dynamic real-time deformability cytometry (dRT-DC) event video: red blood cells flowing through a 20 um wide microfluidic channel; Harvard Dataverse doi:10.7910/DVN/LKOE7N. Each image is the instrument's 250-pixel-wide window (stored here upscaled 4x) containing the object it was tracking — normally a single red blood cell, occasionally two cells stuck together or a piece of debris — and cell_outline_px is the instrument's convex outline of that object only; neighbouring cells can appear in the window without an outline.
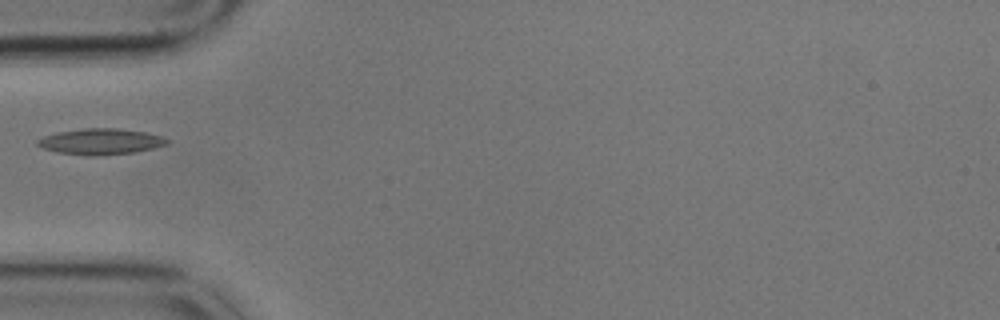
{"species": "common noctule bat (a hibernating species)", "species_latin": "Nyctalus noctula", "temperature_condition": "cold", "stored_images_in_passage": 40, "camera_frame_rate_fps": 3000, "um_per_image_px": 0.085, "animal": {"sex": "male", "body_mass_g": 17.9}, "frame": {"image": 1, "passage_image": 1, "time_ms": 0.0, "image_size_px": [1000, 320], "cell_outline_px": [[172, 140], [168, 144], [136, 152], [92, 156], [56, 152], [44, 148], [36, 144], [36, 140], [44, 136], [56, 132], [84, 128], [116, 128], [144, 132], [164, 136]], "centroid_in_image_um": [8.58, 12.02], "position_along_channel_um": 76.4, "area_um2": 19.65}}
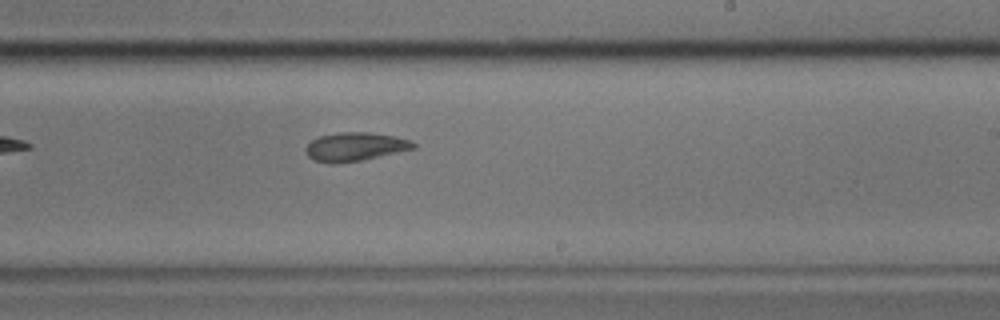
{"frame": {"image": 2, "passage_image": 17, "time_ms": 5.333, "image_size_px": [1000, 320], "cell_outline_px": [[416, 148], [364, 160], [336, 164], [328, 164], [312, 160], [308, 156], [304, 148], [312, 140], [320, 136], [340, 132], [372, 132], [396, 136], [408, 140], [416, 144]], "centroid_in_image_um": [30.16, 12.48], "position_along_channel_um": 258.8, "area_um2": 18.21}}
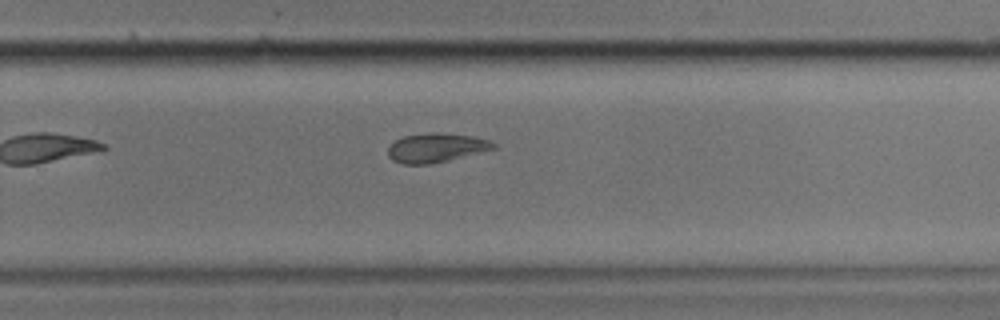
{"frame": {"image": 3, "passage_image": 20, "time_ms": 6.333, "image_size_px": [1000, 320], "cell_outline_px": [[496, 148], [448, 160], [428, 164], [400, 164], [392, 160], [388, 156], [388, 148], [396, 140], [404, 136], [428, 132], [436, 132], [472, 136], [488, 140], [496, 144]], "centroid_in_image_um": [37.04, 12.56], "position_along_channel_um": 292.8, "area_um2": 17.74}}